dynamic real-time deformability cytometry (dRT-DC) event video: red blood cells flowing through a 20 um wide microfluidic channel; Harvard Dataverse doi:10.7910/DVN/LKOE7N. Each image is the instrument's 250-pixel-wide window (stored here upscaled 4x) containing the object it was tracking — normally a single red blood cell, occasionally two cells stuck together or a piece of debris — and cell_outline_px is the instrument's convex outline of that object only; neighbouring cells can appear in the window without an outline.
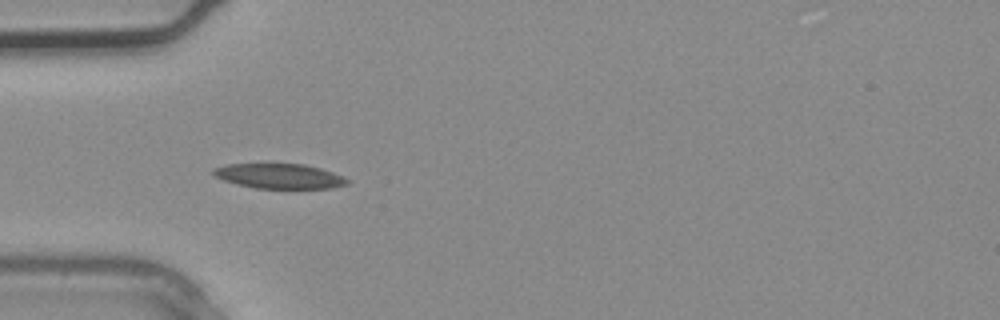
{"species": "common noctule bat (a hibernating species)", "species_latin": "Nyctalus noctula", "temperature_condition": "warm", "stored_images_in_passage": 3, "camera_frame_rate_fps": 3000, "um_per_image_px": 0.085, "animal": {"sex": "male", "body_mass_g": 20.4}, "frame": {"image": 1, "passage_image": 3, "time_ms": 0.667, "image_size_px": [1000, 320], "cell_outline_px": [[352, 180], [348, 184], [332, 188], [256, 188], [224, 180], [216, 176], [212, 172], [212, 168], [228, 164], [304, 164], [320, 168], [344, 176]], "centroid_in_image_um": [23.81, 14.96], "position_along_channel_um": 61.2, "area_um2": 19.31}}